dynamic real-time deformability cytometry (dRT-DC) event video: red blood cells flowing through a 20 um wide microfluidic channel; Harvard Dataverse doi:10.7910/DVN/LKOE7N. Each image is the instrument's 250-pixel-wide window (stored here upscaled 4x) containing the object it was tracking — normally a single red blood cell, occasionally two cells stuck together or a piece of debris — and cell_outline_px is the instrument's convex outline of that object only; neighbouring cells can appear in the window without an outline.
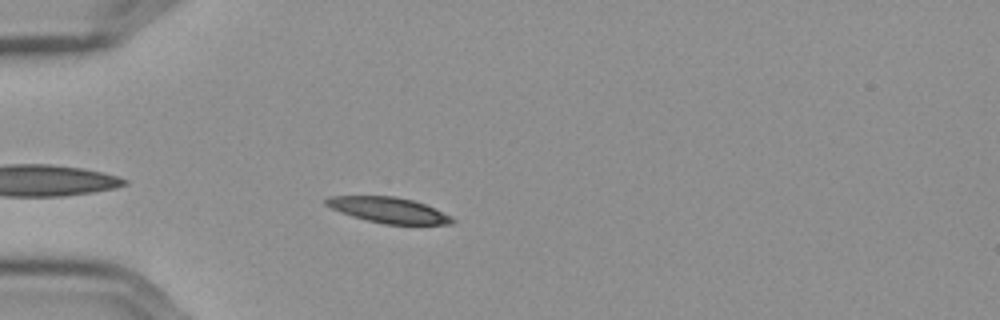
{"species": "Egyptian fruit bat (a non-hibernating species)", "species_latin": "Rousettus aegyptiacus", "temperature_condition": "cold", "stored_images_in_passage": 35, "camera_frame_rate_fps": 3000, "um_per_image_px": 0.085, "frame": {"image": 1, "passage_image": 4, "time_ms": 1.0, "image_size_px": [1000, 320], "cell_outline_px": [[456, 220], [452, 224], [384, 224], [352, 216], [340, 212], [324, 204], [324, 200], [328, 196], [396, 196], [412, 200], [424, 204], [452, 216]], "centroid_in_image_um": [33.02, 17.85], "position_along_channel_um": 52.0, "area_um2": 18.73}}
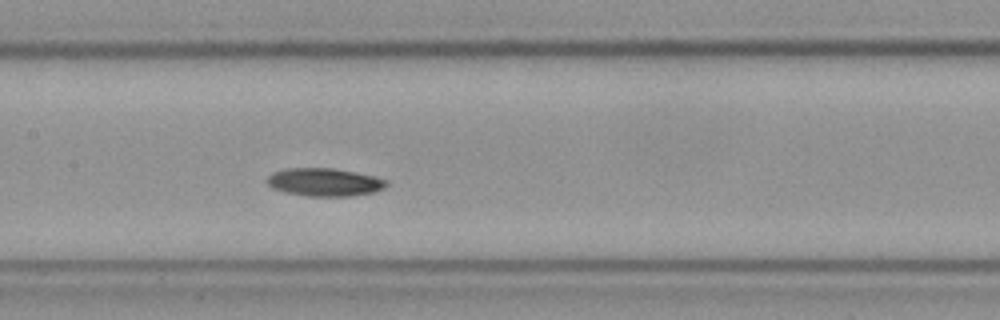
{"frame": {"image": 2, "passage_image": 16, "time_ms": 5.0, "image_size_px": [1000, 320], "cell_outline_px": [[388, 184], [384, 188], [372, 192], [348, 196], [308, 196], [284, 192], [272, 188], [268, 184], [268, 176], [272, 172], [284, 168], [332, 168], [376, 176], [388, 180]], "centroid_in_image_um": [27.57, 15.47], "position_along_channel_um": 179.8, "area_um2": 19.48}}
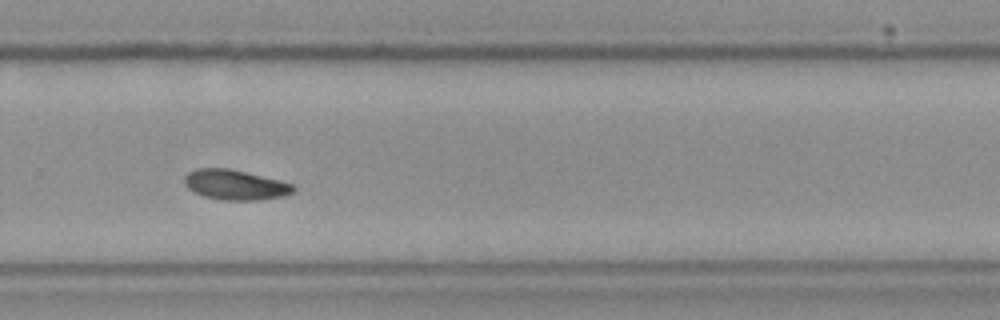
{"frame": {"image": 3, "passage_image": 27, "time_ms": 8.667, "image_size_px": [1000, 320], "cell_outline_px": [[296, 188], [292, 192], [284, 196], [260, 200], [224, 200], [204, 196], [188, 188], [184, 184], [184, 176], [188, 172], [196, 168], [228, 168], [248, 172], [280, 180], [292, 184]], "centroid_in_image_um": [19.99, 15.7], "position_along_channel_um": 309.8, "area_um2": 19.13}, "authors_computed_cell_mechanics": {"area_um2": 19.363, "velocity_mm_per_s": 3.5561, "shape_relaxation_time_tau1_ms": 5.2738, "shape_relaxation_time_tau2_ms": null, "deformation_change_tau1": 0.1334, "deformation_change_tau2": null}}